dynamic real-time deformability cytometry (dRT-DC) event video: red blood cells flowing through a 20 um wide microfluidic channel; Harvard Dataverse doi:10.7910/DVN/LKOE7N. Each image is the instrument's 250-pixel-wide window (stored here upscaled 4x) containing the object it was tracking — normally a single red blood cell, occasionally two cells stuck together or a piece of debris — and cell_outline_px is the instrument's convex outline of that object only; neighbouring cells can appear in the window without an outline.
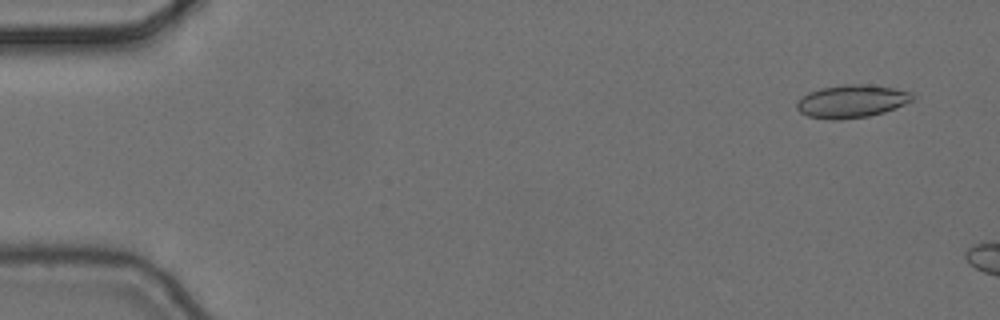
{"species": "common noctule bat (a hibernating species)", "species_latin": "Nyctalus noctula", "temperature_condition": "cold", "stored_images_in_passage": 5, "segment_of_instrument_passage": [1, 2], "camera_frame_rate_fps": 3000, "um_per_image_px": 0.085, "animal": {"sex": "female", "body_mass_g": 24.6, "forearm_length_mm": 56.2}, "frame": {"image": 1, "passage_image": 2, "time_ms": 0.333, "image_size_px": [1000, 320], "cell_outline_px": [[912, 100], [904, 104], [884, 112], [868, 116], [840, 120], [832, 120], [808, 116], [800, 112], [796, 108], [796, 104], [808, 92], [820, 88], [844, 84], [860, 84], [892, 88], [912, 92]], "centroid_in_image_um": [72.36, 8.61], "position_along_channel_um": 12.6, "area_um2": 21.91}}